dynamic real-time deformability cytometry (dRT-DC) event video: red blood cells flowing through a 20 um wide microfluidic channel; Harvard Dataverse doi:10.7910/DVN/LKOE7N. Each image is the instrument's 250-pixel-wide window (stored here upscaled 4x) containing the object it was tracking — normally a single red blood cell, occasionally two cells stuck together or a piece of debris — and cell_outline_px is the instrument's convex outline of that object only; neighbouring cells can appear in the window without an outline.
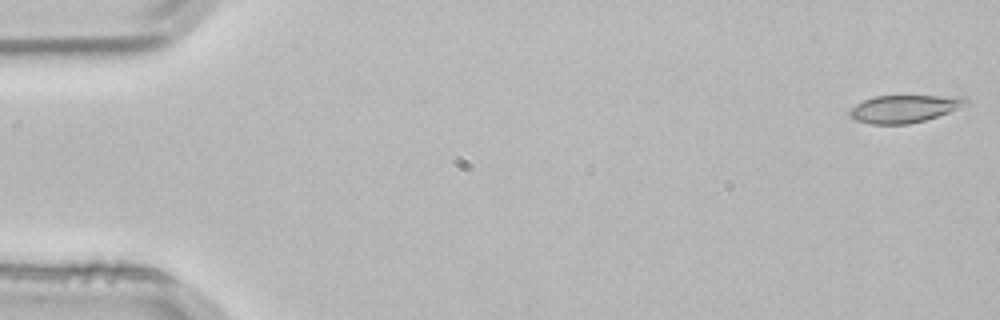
{"species": "common noctule bat (a hibernating species)", "species_latin": "Nyctalus noctula", "temperature_condition": "room temperature", "stored_images_in_passage": 4, "camera_frame_rate_fps": 3000, "um_per_image_px": 0.085, "animal": {"sex": "male", "body_mass_g": 21.5, "forearm_length_mm": 52.0}, "frame": {"image": 1, "passage_image": 1, "time_ms": 0.0, "image_size_px": [1000, 320], "cell_outline_px": [[972, 104], [924, 120], [908, 124], [868, 124], [856, 120], [848, 116], [848, 108], [872, 96], [964, 96]], "centroid_in_image_um": [76.85, 9.24], "position_along_channel_um": 8.1, "area_um2": 18.9}}
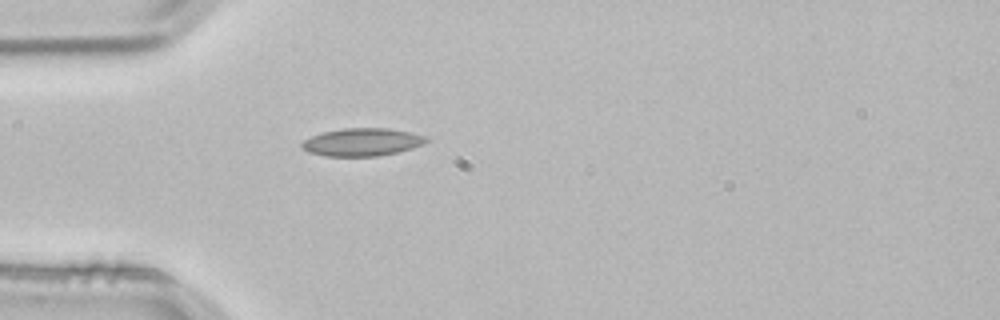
{"frame": {"image": 2, "passage_image": 4, "time_ms": 1.0, "image_size_px": [1000, 320], "cell_outline_px": [[428, 140], [424, 144], [412, 148], [396, 152], [376, 156], [328, 156], [308, 152], [300, 148], [300, 144], [304, 140], [312, 136], [324, 132], [344, 128], [388, 128], [412, 132], [428, 136]], "centroid_in_image_um": [30.79, 12.07], "position_along_channel_um": 54.2, "area_um2": 20.17}}